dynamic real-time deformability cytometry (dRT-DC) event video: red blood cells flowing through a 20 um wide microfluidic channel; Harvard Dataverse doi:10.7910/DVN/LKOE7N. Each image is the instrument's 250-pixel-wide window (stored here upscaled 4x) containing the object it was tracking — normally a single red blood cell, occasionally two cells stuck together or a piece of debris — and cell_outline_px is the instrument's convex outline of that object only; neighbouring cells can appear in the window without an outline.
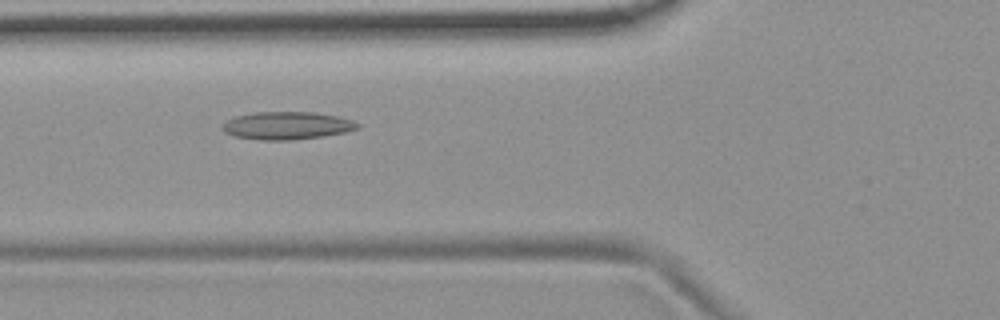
{"species": "common noctule bat (a hibernating species)", "species_latin": "Nyctalus noctula", "temperature_condition": "room temperature", "stored_images_in_passage": 55, "camera_frame_rate_fps": 3000, "um_per_image_px": 0.085, "animal": {"sex": "female", "body_mass_g": 19.9}, "frame": {"image": 1, "passage_image": 20, "time_ms": 6.333, "image_size_px": [1000, 320], "cell_outline_px": [[360, 124], [356, 128], [344, 132], [324, 136], [288, 140], [260, 140], [236, 136], [224, 132], [220, 128], [220, 124], [224, 120], [236, 116], [256, 112], [312, 112], [336, 116], [352, 120]], "centroid_in_image_um": [24.31, 10.67], "position_along_channel_um": 101.5, "area_um2": 21.79}}
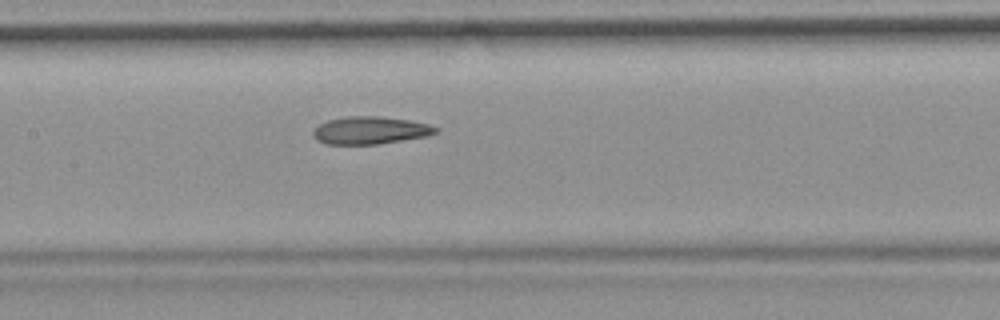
{"frame": {"image": 2, "passage_image": 26, "time_ms": 8.333, "image_size_px": [1000, 320], "cell_outline_px": [[440, 132], [428, 136], [376, 144], [324, 144], [316, 140], [312, 136], [312, 132], [320, 124], [328, 120], [348, 116], [380, 116], [408, 120], [428, 124], [440, 128]], "centroid_in_image_um": [31.49, 11.08], "position_along_channel_um": 175.9, "area_um2": 19.77}}
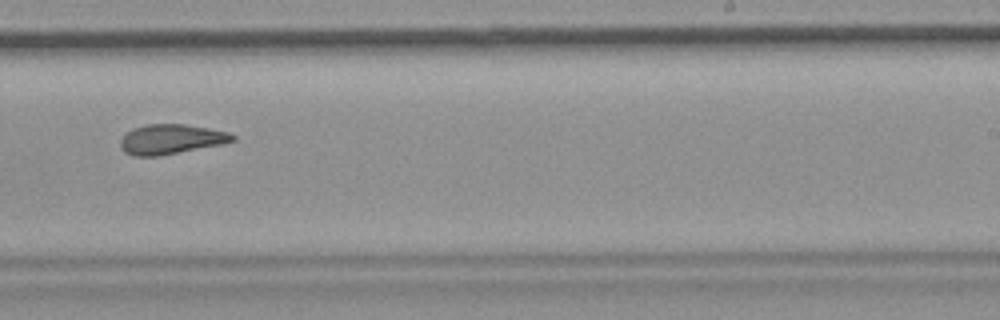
{"frame": {"image": 3, "passage_image": 34, "time_ms": 11.0, "image_size_px": [1000, 320], "cell_outline_px": [[236, 140], [224, 144], [160, 156], [132, 156], [124, 152], [120, 148], [120, 140], [132, 128], [148, 124], [184, 124], [208, 128], [228, 132], [236, 136]], "centroid_in_image_um": [14.54, 11.84], "position_along_channel_um": 274.5, "area_um2": 19.65}}